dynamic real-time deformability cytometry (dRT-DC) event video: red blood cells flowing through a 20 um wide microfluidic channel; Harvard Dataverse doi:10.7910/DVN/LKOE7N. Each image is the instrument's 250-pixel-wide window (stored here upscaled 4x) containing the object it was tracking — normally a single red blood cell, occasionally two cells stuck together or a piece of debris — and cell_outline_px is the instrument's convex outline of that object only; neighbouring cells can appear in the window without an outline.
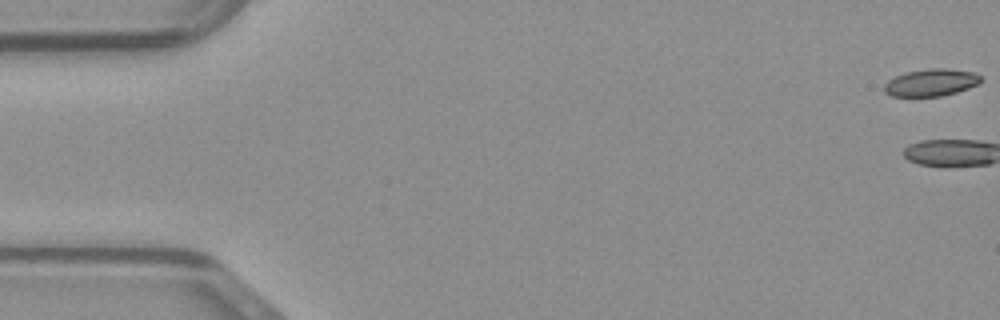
{"species": "common noctule bat (a hibernating species)", "species_latin": "Nyctalus noctula", "temperature_condition": "warm", "stored_images_in_passage": 8, "camera_frame_rate_fps": 3000, "um_per_image_px": 0.085, "animal": {"sex": "male", "body_mass_g": 23.1, "forearm_length_mm": 52.7}, "frame": {"image": 1, "passage_image": 1, "time_ms": 0.0, "image_size_px": [1000, 320], "cell_outline_px": [[984, 80], [968, 88], [956, 92], [940, 96], [892, 96], [884, 92], [884, 84], [888, 80], [896, 76], [908, 72], [932, 68], [948, 68], [972, 72], [980, 76]], "centroid_in_image_um": [79.14, 7.01], "position_along_channel_um": 5.9, "area_um2": 15.14}}